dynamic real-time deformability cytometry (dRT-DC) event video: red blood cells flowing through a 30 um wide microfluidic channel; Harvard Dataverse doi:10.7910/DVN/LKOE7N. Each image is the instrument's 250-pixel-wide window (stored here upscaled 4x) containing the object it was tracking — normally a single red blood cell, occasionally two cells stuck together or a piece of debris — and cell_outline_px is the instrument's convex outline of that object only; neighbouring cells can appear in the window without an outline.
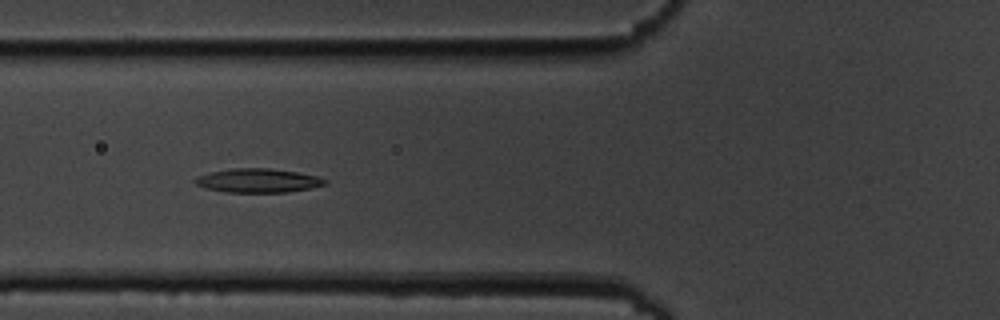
{"species": "common noctule bat (a hibernating species)", "species_latin": "Nyctalus noctula", "temperature_condition": "cold", "stored_images_in_passage": 8, "camera_frame_rate_fps": 3000, "um_per_image_px": 0.085, "animal": {"sex": "male", "body_mass_g": 19.5, "forearm_length_mm": 54.6}, "frame": {"image": 1, "passage_image": 5, "time_ms": 4.667, "image_size_px": [1000, 320], "cell_outline_px": [[328, 184], [312, 188], [288, 192], [224, 192], [204, 188], [196, 184], [192, 180], [196, 176], [212, 172], [232, 168], [268, 168], [296, 172], [316, 176], [328, 180]], "centroid_in_image_um": [21.92, 15.35], "position_along_channel_um": 103.9, "area_um2": 18.21}}
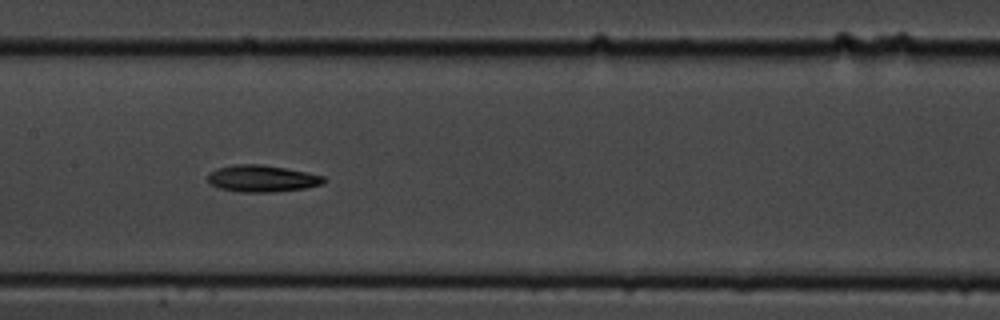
{"frame": {"image": 2, "passage_image": 7, "time_ms": 7.0, "image_size_px": [1000, 320], "cell_outline_px": [[328, 180], [324, 184], [304, 188], [272, 192], [240, 192], [220, 188], [212, 184], [208, 180], [208, 172], [216, 168], [232, 164], [260, 164], [284, 168], [324, 176]], "centroid_in_image_um": [22.27, 15.17], "position_along_channel_um": 185.1, "area_um2": 18.09}}
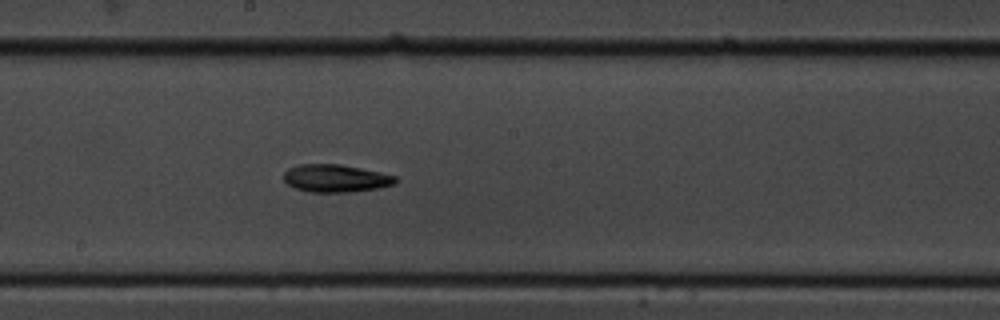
{"frame": {"image": 3, "passage_image": 8, "time_ms": 8.0, "image_size_px": [1000, 320], "cell_outline_px": [[396, 180], [392, 184], [380, 188], [348, 192], [308, 192], [296, 188], [288, 184], [284, 180], [284, 172], [288, 168], [300, 164], [340, 164], [380, 172], [396, 176]], "centroid_in_image_um": [28.5, 15.15], "position_along_channel_um": 219.7, "area_um2": 17.92}}